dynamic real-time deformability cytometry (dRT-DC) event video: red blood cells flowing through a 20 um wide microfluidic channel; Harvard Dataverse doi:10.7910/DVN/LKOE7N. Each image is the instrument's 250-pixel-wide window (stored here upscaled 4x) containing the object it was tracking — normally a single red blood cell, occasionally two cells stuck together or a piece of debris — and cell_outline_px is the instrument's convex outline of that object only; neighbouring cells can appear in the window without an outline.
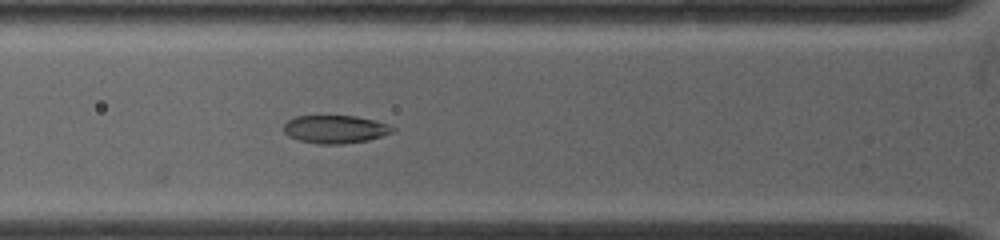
{"species": "common noctule bat (a hibernating species)", "species_latin": "Nyctalus noctula", "temperature_condition": "warm", "stored_images_in_passage": 9, "camera_frame_rate_fps": 4500, "um_per_image_px": 0.085, "animal": {"sex": "female", "body_mass_g": 19.0, "forearm_length_mm": 53.3}, "frame": {"image": 1, "passage_image": 2, "time_ms": 0.667, "image_size_px": [1000, 240], "cell_outline_px": [[396, 132], [368, 140], [344, 144], [320, 144], [296, 140], [288, 136], [284, 132], [284, 124], [288, 120], [296, 116], [356, 116], [376, 120], [388, 124], [396, 128]], "centroid_in_image_um": [28.53, 10.99], "position_along_channel_um": 97.3, "area_um2": 18.03}}
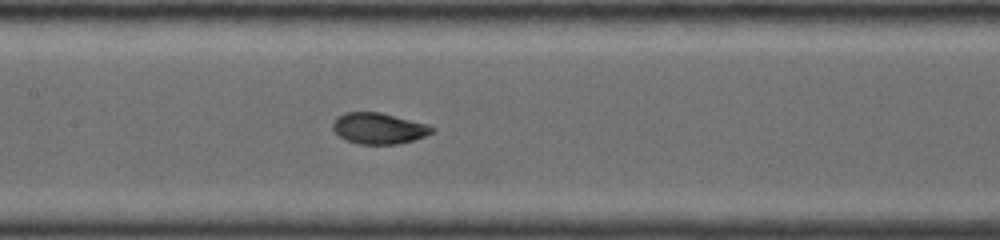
{"frame": {"image": 2, "passage_image": 6, "time_ms": 2.667, "image_size_px": [1000, 240], "cell_outline_px": [[436, 132], [412, 140], [396, 144], [360, 144], [344, 140], [332, 128], [332, 124], [336, 116], [344, 112], [380, 112], [428, 124], [436, 128]], "centroid_in_image_um": [32.19, 10.9], "position_along_channel_um": 175.2, "area_um2": 18.09}}
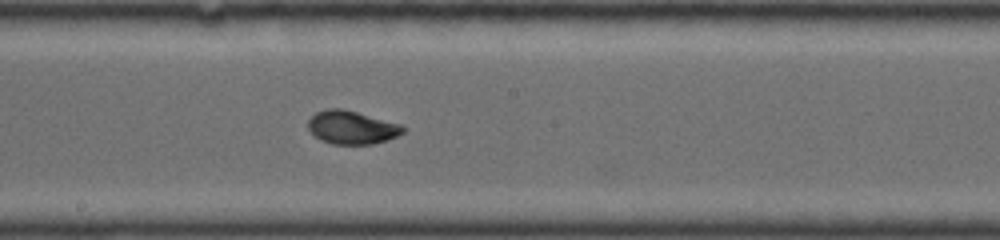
{"frame": {"image": 3, "passage_image": 8, "time_ms": 3.778, "image_size_px": [1000, 240], "cell_outline_px": [[404, 132], [388, 140], [372, 144], [332, 144], [320, 140], [308, 128], [308, 120], [316, 112], [328, 108], [340, 108], [356, 112], [400, 124], [404, 128]], "centroid_in_image_um": [29.88, 10.84], "position_along_channel_um": 218.3, "area_um2": 18.21}}